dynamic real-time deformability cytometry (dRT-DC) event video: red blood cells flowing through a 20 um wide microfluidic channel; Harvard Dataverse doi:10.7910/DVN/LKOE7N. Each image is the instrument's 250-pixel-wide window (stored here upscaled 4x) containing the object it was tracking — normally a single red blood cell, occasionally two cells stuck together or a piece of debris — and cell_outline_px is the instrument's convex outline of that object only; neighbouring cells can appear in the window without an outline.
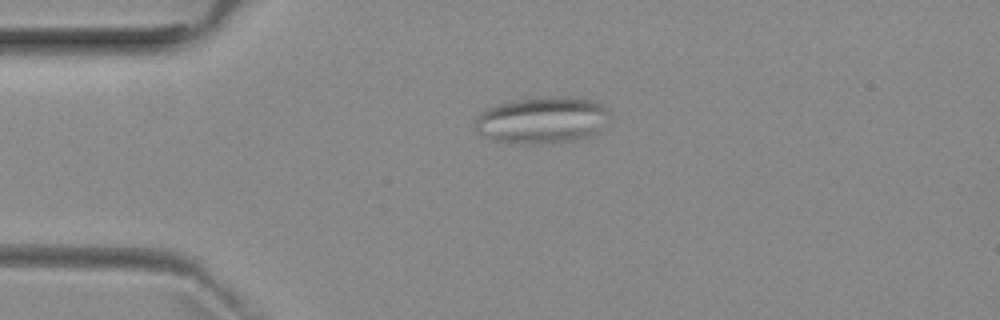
{"species": "common noctule bat (a hibernating species)", "species_latin": "Nyctalus noctula", "temperature_condition": "room temperature", "stored_images_in_passage": 6, "camera_frame_rate_fps": 3000, "um_per_image_px": 0.085, "animal": {"sex": "female", "body_mass_g": 29.2, "forearm_length_mm": 56.3}, "frame": {"image": 1, "passage_image": 6, "time_ms": 10.0, "image_size_px": [1000, 320], "cell_outline_px": [[608, 120], [596, 132], [588, 136], [572, 140], [536, 144], [528, 144], [492, 140], [476, 132], [476, 116], [480, 112], [496, 104], [512, 100], [544, 96], [572, 96], [596, 100], [608, 108]], "centroid_in_image_um": [46.07, 10.17], "position_along_channel_um": 38.9, "area_um2": 36.88}}